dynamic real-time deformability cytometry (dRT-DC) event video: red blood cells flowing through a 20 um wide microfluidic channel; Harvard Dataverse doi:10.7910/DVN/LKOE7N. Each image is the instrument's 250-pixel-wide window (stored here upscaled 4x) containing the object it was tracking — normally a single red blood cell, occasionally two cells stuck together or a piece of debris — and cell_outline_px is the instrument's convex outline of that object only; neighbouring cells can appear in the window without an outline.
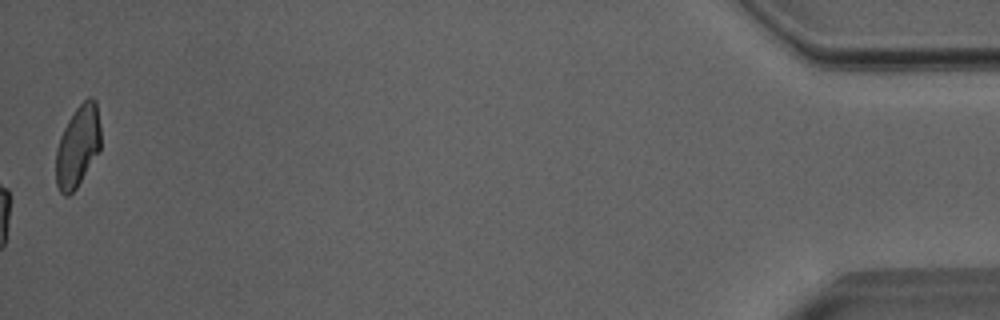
{"species": "Egyptian fruit bat (a non-hibernating species)", "species_latin": "Rousettus aegyptiacus", "temperature_condition": "room temperature", "stored_images_in_passage": 49, "camera_frame_rate_fps": 3000, "um_per_image_px": 0.085, "animal": {"sex": "male"}, "frame": {"image": 1, "passage_image": 49, "time_ms": 16.0, "image_size_px": [1000, 320], "cell_outline_px": [[100, 148], [76, 188], [68, 196], [64, 196], [60, 192], [56, 184], [56, 148], [60, 136], [68, 120], [76, 108], [88, 96], [92, 96], [96, 100], [100, 124]], "centroid_in_image_um": [6.6, 12.4], "position_along_channel_um": 428.6, "area_um2": 21.15}, "authors_computed_cell_mechanics": {"area_um2": 22.0218, "velocity_mm_per_s": 4.0151, "shape_relaxation_time_tau1_ms": 4.883, "shape_relaxation_time_tau2_ms": 1.1954, "deformation_change_tau1": 0.1605, "deformation_change_tau2": 0.0848}}